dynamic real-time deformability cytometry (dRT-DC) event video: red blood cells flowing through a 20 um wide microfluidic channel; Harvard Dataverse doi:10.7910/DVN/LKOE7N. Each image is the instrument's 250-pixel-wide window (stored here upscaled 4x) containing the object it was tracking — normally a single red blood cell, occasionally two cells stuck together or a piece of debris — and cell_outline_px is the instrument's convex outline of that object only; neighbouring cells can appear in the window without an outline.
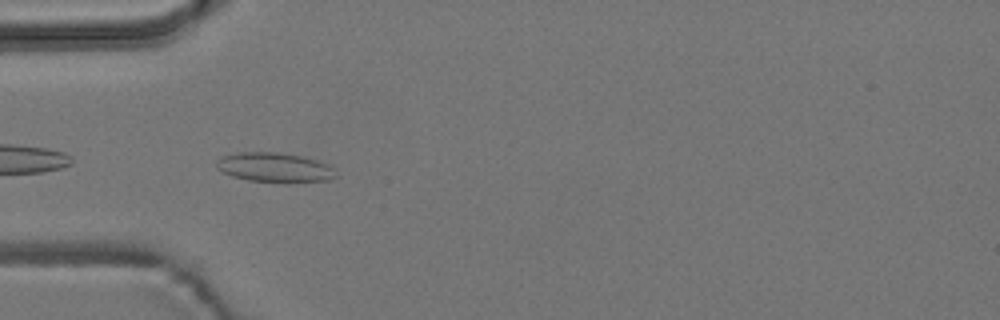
{"species": "common noctule bat (a hibernating species)", "species_latin": "Nyctalus noctula", "temperature_condition": "room temperature", "stored_images_in_passage": 9, "camera_frame_rate_fps": 3000, "um_per_image_px": 0.085, "animal": {"sex": "male", "body_mass_g": 19.2, "forearm_length_mm": 51.8}, "frame": {"image": 1, "passage_image": 3, "time_ms": 0.667, "image_size_px": [1000, 320], "cell_outline_px": [[336, 176], [332, 180], [288, 184], [284, 184], [248, 180], [232, 176], [216, 168], [216, 164], [220, 156], [236, 152], [280, 152], [304, 156], [328, 164], [332, 168]], "centroid_in_image_um": [23.36, 14.25], "position_along_channel_um": 61.6, "area_um2": 21.15}}
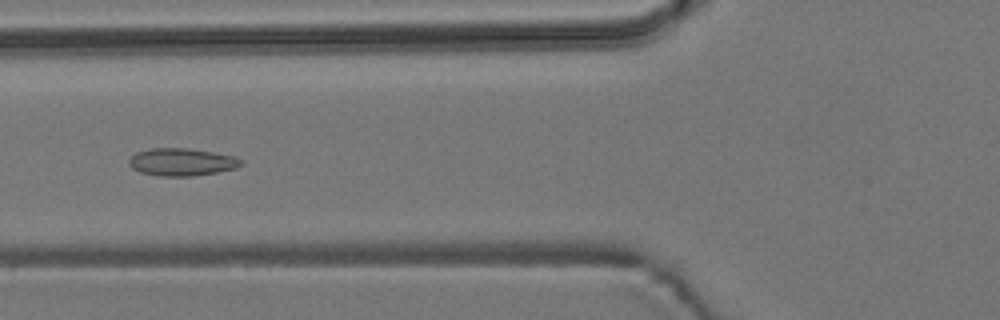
{"frame": {"image": 2, "passage_image": 7, "time_ms": 2.0, "image_size_px": [1000, 320], "cell_outline_px": [[244, 164], [236, 168], [216, 172], [192, 176], [160, 176], [140, 172], [132, 168], [128, 164], [128, 160], [136, 152], [152, 148], [188, 148], [236, 156], [244, 160]], "centroid_in_image_um": [15.47, 13.77], "position_along_channel_um": 110.3, "area_um2": 18.09}}